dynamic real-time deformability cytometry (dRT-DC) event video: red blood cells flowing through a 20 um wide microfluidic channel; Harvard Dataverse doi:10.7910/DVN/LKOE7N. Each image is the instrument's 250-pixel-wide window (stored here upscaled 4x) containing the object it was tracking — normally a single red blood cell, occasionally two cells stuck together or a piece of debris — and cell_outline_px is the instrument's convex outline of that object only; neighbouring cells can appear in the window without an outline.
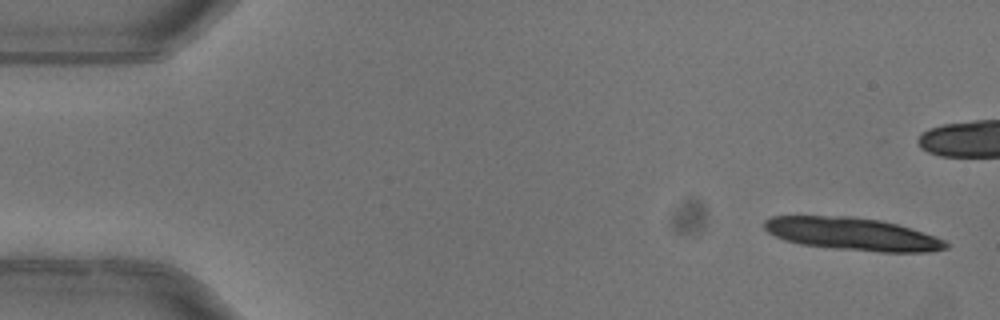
{"species": "common noctule bat (a hibernating species)", "species_latin": "Nyctalus noctula", "temperature_condition": "warm", "stored_images_in_passage": 7, "camera_frame_rate_fps": 3000, "um_per_image_px": 0.085, "animal": {"sex": "female"}, "frame": {"image": 1, "passage_image": 1, "time_ms": 0.0, "image_size_px": [1000, 320], "cell_outline_px": [[948, 248], [928, 252], [880, 252], [836, 248], [800, 244], [784, 240], [768, 232], [764, 228], [764, 220], [772, 216], [852, 216], [880, 220], [896, 224], [936, 236], [944, 240], [948, 244]], "centroid_in_image_um": [72.45, 19.89], "position_along_channel_um": 12.5, "area_um2": 34.45}}